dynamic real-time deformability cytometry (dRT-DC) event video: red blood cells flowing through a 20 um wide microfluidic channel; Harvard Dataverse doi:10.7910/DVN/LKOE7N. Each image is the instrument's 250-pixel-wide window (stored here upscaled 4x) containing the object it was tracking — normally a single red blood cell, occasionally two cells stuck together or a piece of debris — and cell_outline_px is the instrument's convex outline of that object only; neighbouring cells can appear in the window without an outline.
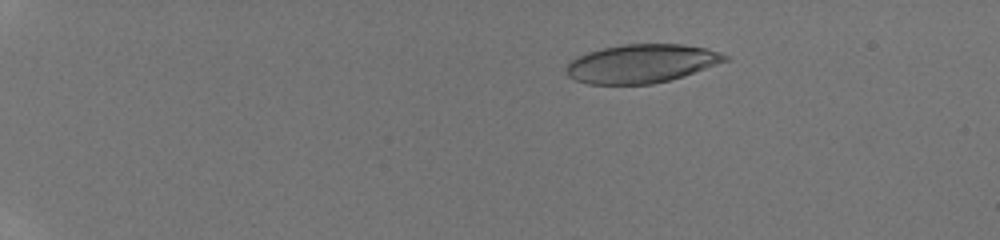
{"species": "human", "species_latin": "Homo sapiens", "temperature_condition": "room temperature", "stored_images_in_passage": 27, "camera_frame_rate_fps": 3000, "um_per_image_px": 0.085, "donor": {"sex": "male"}, "frame": {"image": 1, "passage_image": 12, "time_ms": 3.667, "image_size_px": [1000, 240], "cell_outline_px": [[728, 60], [684, 76], [652, 84], [588, 84], [576, 80], [568, 76], [564, 68], [576, 56], [600, 48], [624, 44], [684, 44], [708, 48], [720, 52], [728, 56]], "centroid_in_image_um": [54.51, 5.4], "position_along_channel_um": 30.5, "area_um2": 35.78}}
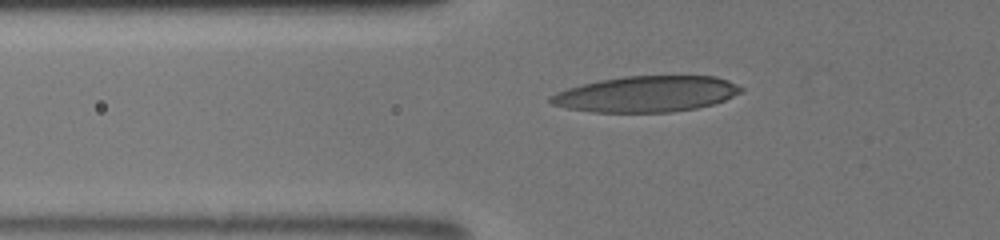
{"frame": {"image": 2, "passage_image": 25, "time_ms": 7.333, "image_size_px": [1000, 240], "cell_outline_px": [[744, 88], [740, 92], [724, 100], [712, 104], [696, 108], [672, 112], [592, 112], [568, 108], [552, 104], [548, 100], [548, 96], [556, 92], [568, 88], [600, 80], [624, 76], [716, 76], [728, 80]], "centroid_in_image_um": [54.93, 7.99], "position_along_channel_um": 70.9, "area_um2": 39.71}}